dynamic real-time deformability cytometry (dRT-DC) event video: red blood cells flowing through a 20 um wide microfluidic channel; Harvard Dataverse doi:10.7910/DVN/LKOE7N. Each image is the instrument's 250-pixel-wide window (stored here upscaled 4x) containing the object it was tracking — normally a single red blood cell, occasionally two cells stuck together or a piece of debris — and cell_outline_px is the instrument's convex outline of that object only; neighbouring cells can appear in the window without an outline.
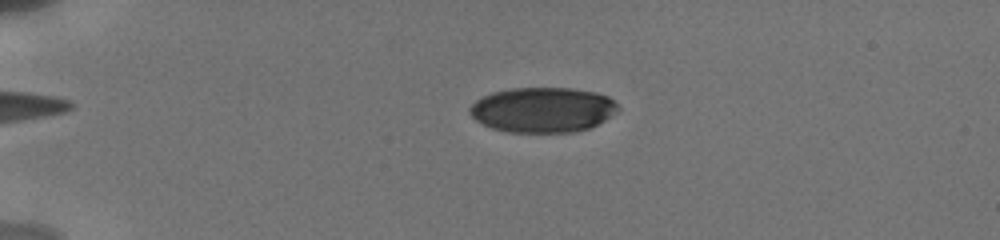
{"species": "human", "species_latin": "Homo sapiens", "temperature_condition": "cold", "stored_images_in_passage": 23, "camera_frame_rate_fps": 3000, "um_per_image_px": 0.085, "donor": {"sex": "male"}, "frame": {"image": 1, "passage_image": 7, "time_ms": 4.333, "image_size_px": [1000, 240], "cell_outline_px": [[620, 108], [616, 112], [604, 120], [588, 128], [576, 132], [508, 132], [492, 128], [476, 120], [468, 112], [468, 108], [476, 100], [492, 92], [512, 88], [572, 88], [596, 92], [608, 96], [616, 100]], "centroid_in_image_um": [46.14, 9.32], "position_along_channel_um": 38.9, "area_um2": 39.07}}
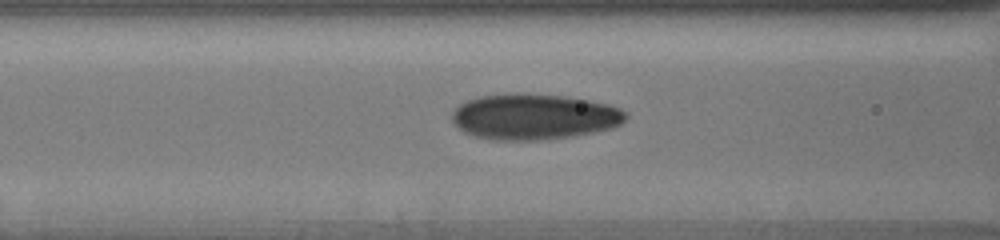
{"frame": {"image": 2, "passage_image": 16, "time_ms": 8.0, "image_size_px": [1000, 240], "cell_outline_px": [[628, 116], [620, 124], [612, 128], [572, 136], [548, 140], [488, 140], [472, 136], [464, 132], [452, 120], [452, 112], [460, 104], [468, 100], [480, 96], [512, 92], [524, 92], [564, 96], [588, 100], [608, 104], [620, 108], [628, 112]], "centroid_in_image_um": [45.39, 9.91], "position_along_channel_um": 121.2, "area_um2": 46.82}}
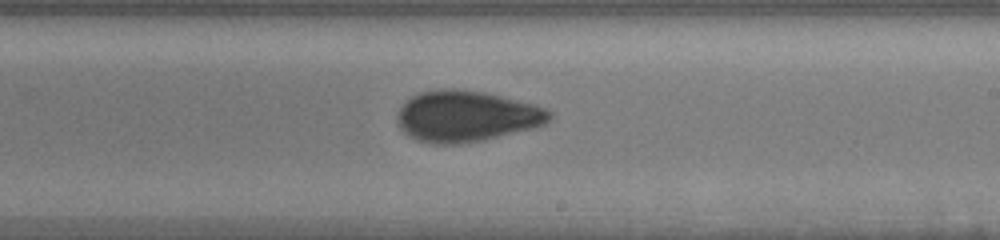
{"frame": {"image": 3, "passage_image": 23, "time_ms": 11.333, "image_size_px": [1000, 240], "cell_outline_px": [[552, 116], [544, 124], [536, 128], [480, 140], [460, 144], [432, 144], [416, 140], [400, 124], [396, 116], [400, 108], [412, 96], [420, 92], [440, 88], [456, 88], [484, 92], [532, 104], [544, 108], [552, 112]], "centroid_in_image_um": [39.66, 9.87], "position_along_channel_um": 249.3, "area_um2": 44.8}}